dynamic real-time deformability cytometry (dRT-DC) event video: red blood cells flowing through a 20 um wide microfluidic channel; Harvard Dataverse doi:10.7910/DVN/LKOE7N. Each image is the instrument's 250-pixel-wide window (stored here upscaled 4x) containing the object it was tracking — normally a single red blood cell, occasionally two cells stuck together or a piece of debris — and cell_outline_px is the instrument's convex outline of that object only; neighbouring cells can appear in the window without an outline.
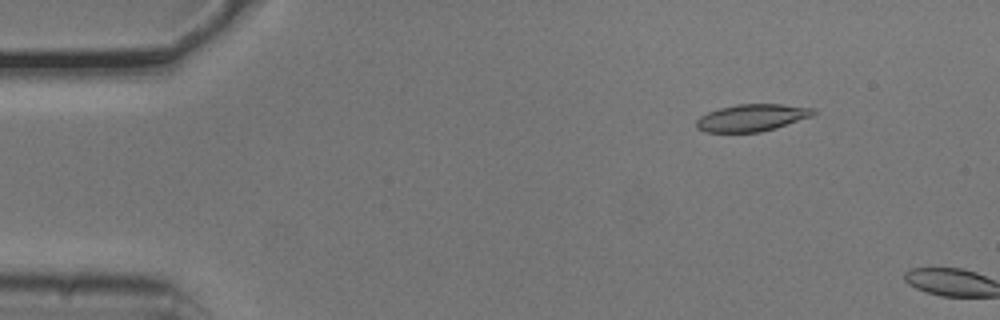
{"species": "common noctule bat (a hibernating species)", "species_latin": "Nyctalus noctula", "temperature_condition": "cold", "stored_images_in_passage": 3, "camera_frame_rate_fps": 3000, "um_per_image_px": 0.085, "animal": {"sex": "male", "body_mass_g": 20.5, "forearm_length_mm": 52.5}, "frame": {"image": 1, "passage_image": 2, "time_ms": 0.333, "image_size_px": [1000, 320], "cell_outline_px": [[816, 112], [812, 116], [776, 128], [760, 132], [704, 132], [696, 128], [696, 120], [700, 116], [708, 112], [720, 108], [736, 104], [780, 104], [816, 108]], "centroid_in_image_um": [63.91, 10.0], "position_along_channel_um": 21.1, "area_um2": 18.55}}